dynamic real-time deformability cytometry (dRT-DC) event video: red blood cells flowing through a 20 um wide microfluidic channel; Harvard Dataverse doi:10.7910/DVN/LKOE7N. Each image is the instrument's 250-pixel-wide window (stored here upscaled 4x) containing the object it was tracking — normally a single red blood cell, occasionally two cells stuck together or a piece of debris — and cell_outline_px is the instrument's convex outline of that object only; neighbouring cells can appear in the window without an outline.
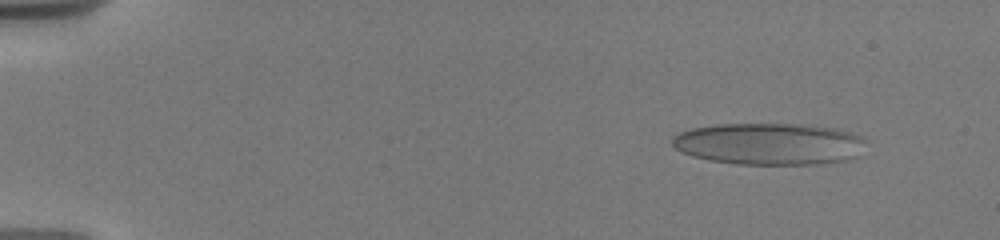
{"species": "human", "species_latin": "Homo sapiens", "temperature_condition": "warm", "stored_images_in_passage": 54, "camera_frame_rate_fps": 3000, "um_per_image_px": 0.085, "donor": {"sex": "male"}, "frame": {"image": 1, "passage_image": 6, "time_ms": 1.667, "image_size_px": [1000, 240], "cell_outline_px": [[868, 140], [856, 156], [848, 160], [816, 164], [736, 164], [708, 160], [692, 156], [676, 148], [672, 144], [672, 136], [680, 132], [692, 128], [716, 124], [800, 124], [836, 128], [852, 132]], "centroid_in_image_um": [65.39, 12.22], "position_along_channel_um": 19.6, "area_um2": 47.4}}
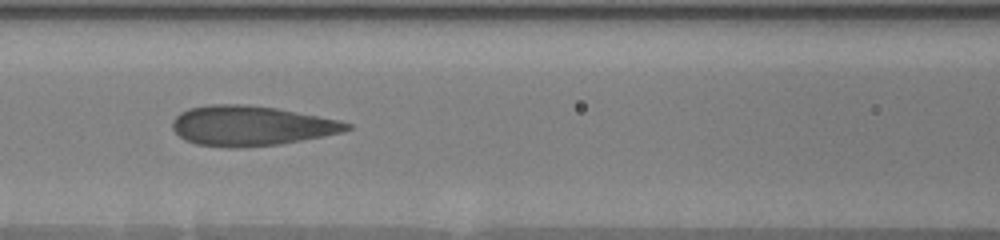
{"frame": {"image": 2, "passage_image": 22, "time_ms": 8.333, "image_size_px": [1000, 240], "cell_outline_px": [[352, 128], [340, 132], [324, 136], [280, 144], [244, 148], [228, 148], [196, 144], [184, 140], [172, 128], [172, 120], [180, 112], [188, 108], [212, 104], [244, 104], [276, 108], [340, 120], [352, 124]], "centroid_in_image_um": [21.31, 10.7], "position_along_channel_um": 145.3, "area_um2": 40.75}}
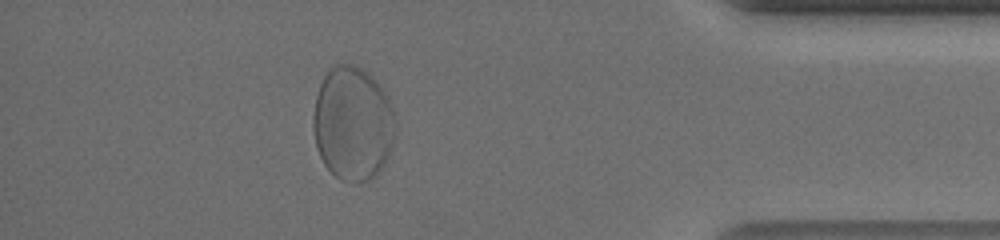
{"frame": {"image": 3, "passage_image": 47, "time_ms": 16.333, "image_size_px": [1000, 240], "cell_outline_px": [[396, 136], [384, 164], [376, 176], [368, 180], [340, 180], [324, 164], [316, 148], [312, 124], [312, 116], [316, 96], [320, 84], [324, 76], [336, 64], [352, 64], [364, 68], [372, 76], [384, 92], [392, 108], [396, 120]], "centroid_in_image_um": [29.98, 10.48], "position_along_channel_um": 405.2, "area_um2": 54.68}}